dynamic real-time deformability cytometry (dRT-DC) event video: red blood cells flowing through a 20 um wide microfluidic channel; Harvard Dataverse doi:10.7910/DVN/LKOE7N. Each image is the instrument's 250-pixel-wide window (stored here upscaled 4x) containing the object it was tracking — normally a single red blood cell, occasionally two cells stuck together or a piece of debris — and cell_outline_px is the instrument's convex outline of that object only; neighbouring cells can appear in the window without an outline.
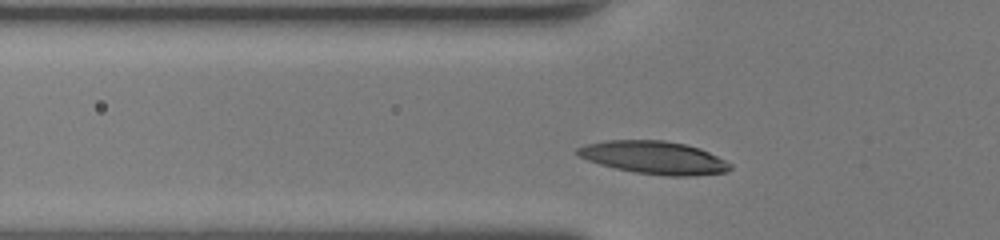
{"species": "human", "species_latin": "Homo sapiens", "temperature_condition": "room temperature", "stored_images_in_passage": 26, "camera_frame_rate_fps": 3000, "um_per_image_px": 0.085, "donor": {"sex": "female"}, "frame": {"image": 1, "passage_image": 2, "time_ms": 0.333, "image_size_px": [1000, 240], "cell_outline_px": [[732, 168], [728, 172], [688, 176], [672, 176], [636, 172], [616, 168], [600, 164], [588, 160], [580, 156], [576, 152], [576, 148], [588, 144], [608, 140], [664, 140], [684, 144], [700, 148], [732, 164]], "centroid_in_image_um": [55.62, 13.39], "position_along_channel_um": 70.2, "area_um2": 28.9}}
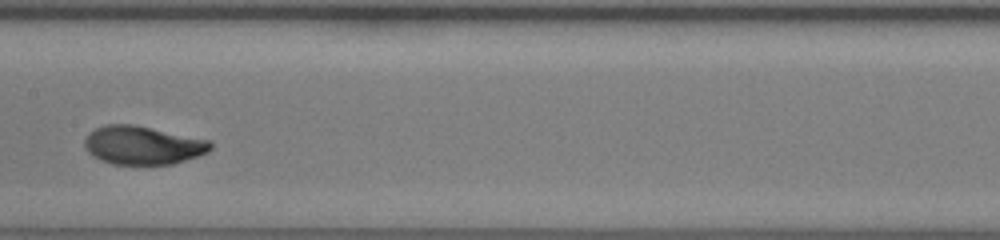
{"frame": {"image": 2, "passage_image": 11, "time_ms": 3.333, "image_size_px": [1000, 240], "cell_outline_px": [[212, 148], [208, 152], [172, 164], [112, 164], [100, 160], [88, 152], [84, 144], [84, 140], [88, 132], [96, 128], [108, 124], [132, 124], [212, 140]], "centroid_in_image_um": [12.13, 12.34], "position_along_channel_um": 195.3, "area_um2": 28.21}}
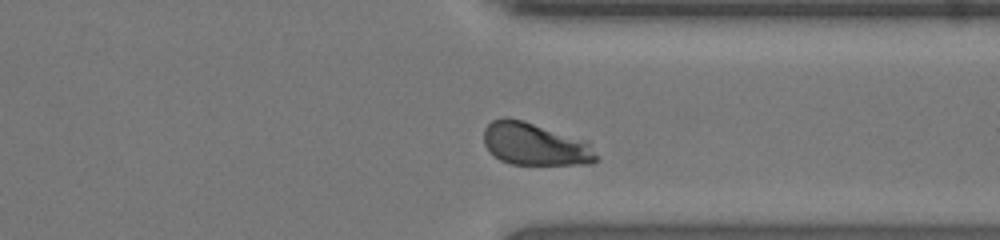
{"frame": {"image": 3, "passage_image": 23, "time_ms": 7.333, "image_size_px": [1000, 240], "cell_outline_px": [[600, 160], [592, 164], [512, 164], [500, 160], [488, 152], [484, 144], [484, 128], [492, 120], [504, 116], [508, 116], [524, 120], [588, 140]], "centroid_in_image_um": [45.48, 12.23], "position_along_channel_um": 365.9, "area_um2": 28.5}, "authors_computed_cell_mechanics": {"area_um2": 27.8307, "velocity_mm_per_s": 4.2356, "shape_relaxation_time_tau1_ms": 2.8833, "shape_relaxation_time_tau2_ms": null, "deformation_change_tau1": 0.1634, "deformation_change_tau2": null}}